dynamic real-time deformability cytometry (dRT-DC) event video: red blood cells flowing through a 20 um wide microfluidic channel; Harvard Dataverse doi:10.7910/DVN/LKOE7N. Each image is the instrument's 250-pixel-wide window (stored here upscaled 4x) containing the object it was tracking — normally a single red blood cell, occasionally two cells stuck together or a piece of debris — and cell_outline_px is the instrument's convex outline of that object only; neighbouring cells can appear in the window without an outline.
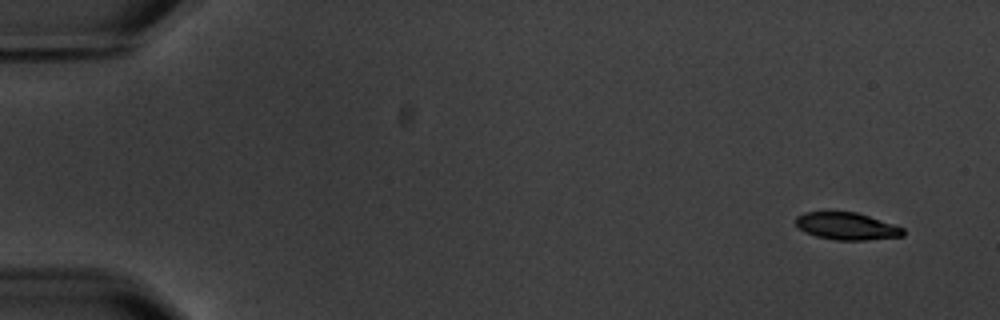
{"species": "common noctule bat (a hibernating species)", "species_latin": "Nyctalus noctula", "temperature_condition": "warm", "stored_images_in_passage": 4, "camera_frame_rate_fps": 3000, "um_per_image_px": 0.085, "animal": {"sex": "male", "body_mass_g": 20.1, "forearm_length_mm": 53.5}, "frame": {"image": 1, "passage_image": 1, "time_ms": 0.0, "image_size_px": [1000, 320], "cell_outline_px": [[904, 236], [868, 240], [836, 240], [816, 236], [804, 232], [796, 224], [796, 216], [804, 212], [856, 212], [904, 228]], "centroid_in_image_um": [71.96, 19.23], "position_along_channel_um": 13.0, "area_um2": 16.94}}